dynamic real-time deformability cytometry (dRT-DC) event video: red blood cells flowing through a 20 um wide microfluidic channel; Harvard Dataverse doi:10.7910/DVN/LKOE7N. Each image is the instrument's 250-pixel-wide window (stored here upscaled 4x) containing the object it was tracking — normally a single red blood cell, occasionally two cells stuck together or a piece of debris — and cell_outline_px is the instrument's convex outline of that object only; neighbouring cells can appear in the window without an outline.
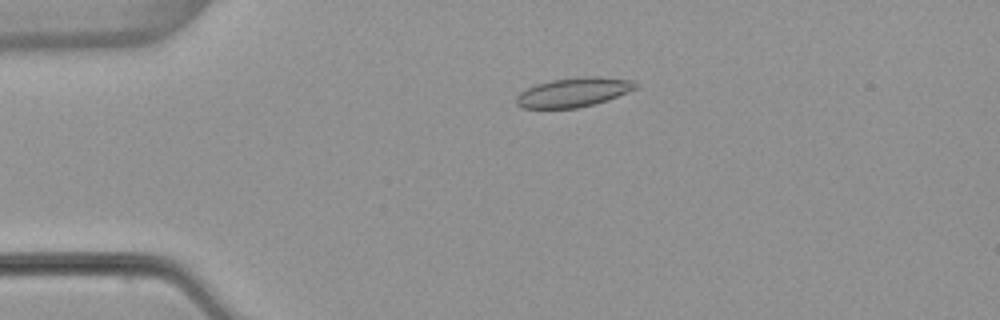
{"species": "common noctule bat (a hibernating species)", "species_latin": "Nyctalus noctula", "temperature_condition": "warm", "stored_images_in_passage": 53, "camera_frame_rate_fps": 3000, "um_per_image_px": 0.085, "animal": {"sex": "female", "body_mass_g": 22.7, "forearm_length_mm": 54.2}, "frame": {"image": 1, "passage_image": 12, "time_ms": 3.667, "image_size_px": [1000, 320], "cell_outline_px": [[640, 84], [636, 88], [628, 92], [608, 100], [576, 108], [520, 108], [516, 104], [516, 96], [520, 92], [536, 84], [552, 80], [580, 76], [600, 76], [632, 80]], "centroid_in_image_um": [48.77, 7.83], "position_along_channel_um": 36.2, "area_um2": 20.46}}
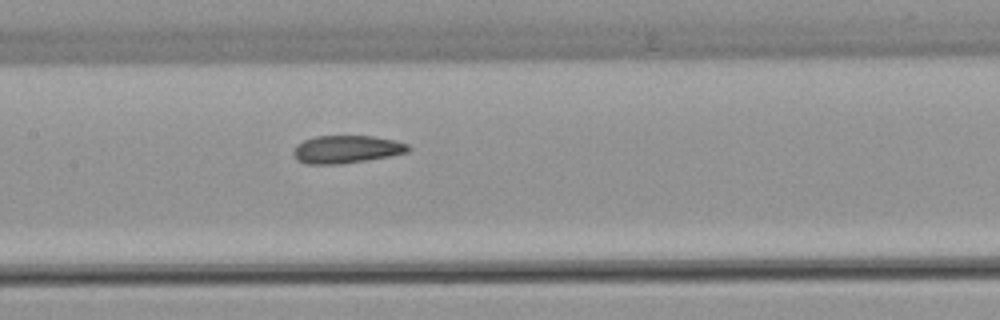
{"frame": {"image": 2, "passage_image": 26, "time_ms": 8.333, "image_size_px": [1000, 320], "cell_outline_px": [[412, 148], [408, 152], [388, 156], [340, 164], [308, 164], [296, 160], [292, 152], [296, 144], [304, 140], [316, 136], [372, 136], [392, 140], [408, 144]], "centroid_in_image_um": [29.41, 12.69], "position_along_channel_um": 178.0, "area_um2": 18.5}}
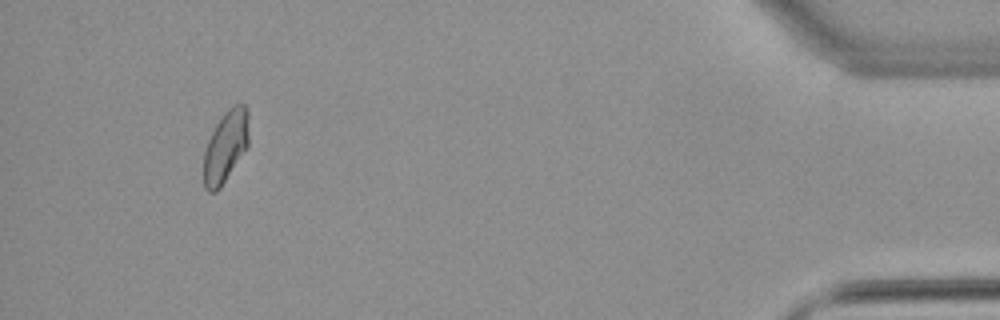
{"frame": {"image": 3, "passage_image": 50, "time_ms": 16.333, "image_size_px": [1000, 320], "cell_outline_px": [[248, 148], [220, 188], [216, 192], [208, 192], [204, 188], [204, 152], [208, 140], [216, 124], [224, 112], [232, 104], [244, 104], [248, 112]], "centroid_in_image_um": [19.18, 12.46], "position_along_channel_um": 416.0, "area_um2": 19.02}, "authors_computed_cell_mechanics": {"area_um2": 19.0162, "velocity_mm_per_s": 3.845, "shape_relaxation_time_tau1_ms": 6.7598, "shape_relaxation_time_tau2_ms": 1.9502, "deformation_change_tau1": 0.1529, "deformation_change_tau2": 0.082}}